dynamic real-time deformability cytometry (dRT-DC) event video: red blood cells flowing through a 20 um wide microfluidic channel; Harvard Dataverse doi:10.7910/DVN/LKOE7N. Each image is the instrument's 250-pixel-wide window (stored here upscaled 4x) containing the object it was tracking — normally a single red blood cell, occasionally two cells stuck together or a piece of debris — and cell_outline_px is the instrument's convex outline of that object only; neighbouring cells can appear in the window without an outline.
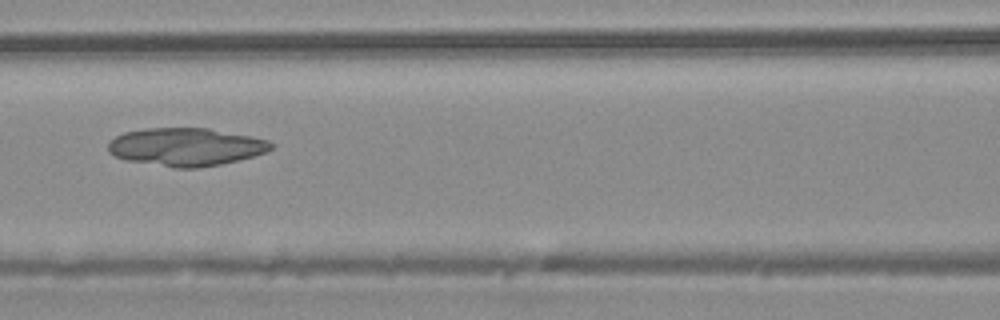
{"species": "common noctule bat (a hibernating species)", "species_latin": "Nyctalus noctula", "temperature_condition": "warm", "stored_images_in_passage": 36, "camera_frame_rate_fps": 3000, "um_per_image_px": 0.085, "animal": {"sex": "male", "body_mass_g": 20.4}, "frame": {"image": 1, "passage_image": 13, "time_ms": 4.0, "image_size_px": [1000, 320], "cell_outline_px": [[276, 144], [272, 148], [264, 152], [252, 156], [220, 164], [196, 168], [176, 168], [128, 160], [116, 156], [108, 152], [108, 144], [116, 136], [124, 132], [144, 128], [208, 128], [252, 136], [268, 140]], "centroid_in_image_um": [15.81, 12.47], "position_along_channel_um": 150.8, "area_um2": 35.84}}
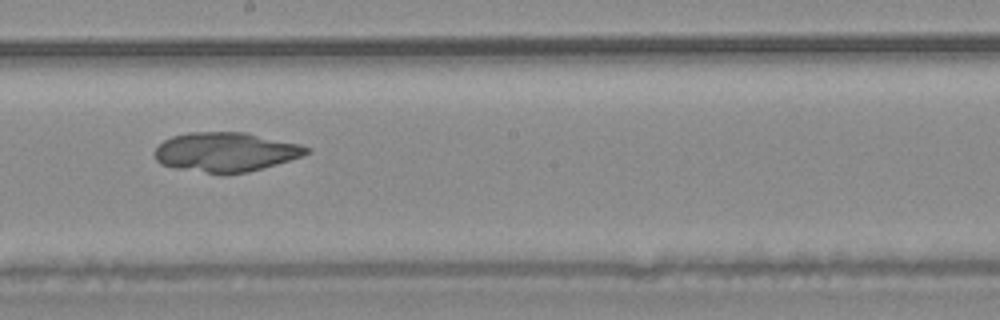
{"frame": {"image": 2, "passage_image": 18, "time_ms": 5.667, "image_size_px": [1000, 320], "cell_outline_px": [[312, 152], [304, 156], [248, 172], [224, 176], [176, 168], [160, 164], [156, 160], [156, 148], [164, 140], [172, 136], [188, 132], [244, 132], [300, 144], [308, 148]], "centroid_in_image_um": [19.19, 12.94], "position_along_channel_um": 229.0, "area_um2": 35.14}}
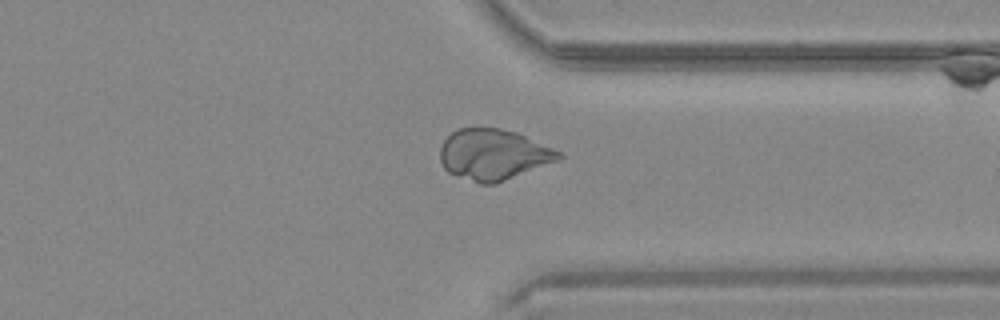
{"frame": {"image": 3, "passage_image": 27, "time_ms": 8.667, "image_size_px": [1000, 320], "cell_outline_px": [[564, 156], [560, 160], [504, 180], [492, 184], [480, 184], [448, 172], [444, 168], [440, 160], [440, 148], [444, 140], [452, 132], [460, 128], [500, 128], [516, 132], [552, 148], [560, 152]], "centroid_in_image_um": [41.93, 13.13], "position_along_channel_um": 369.5, "area_um2": 34.8}}